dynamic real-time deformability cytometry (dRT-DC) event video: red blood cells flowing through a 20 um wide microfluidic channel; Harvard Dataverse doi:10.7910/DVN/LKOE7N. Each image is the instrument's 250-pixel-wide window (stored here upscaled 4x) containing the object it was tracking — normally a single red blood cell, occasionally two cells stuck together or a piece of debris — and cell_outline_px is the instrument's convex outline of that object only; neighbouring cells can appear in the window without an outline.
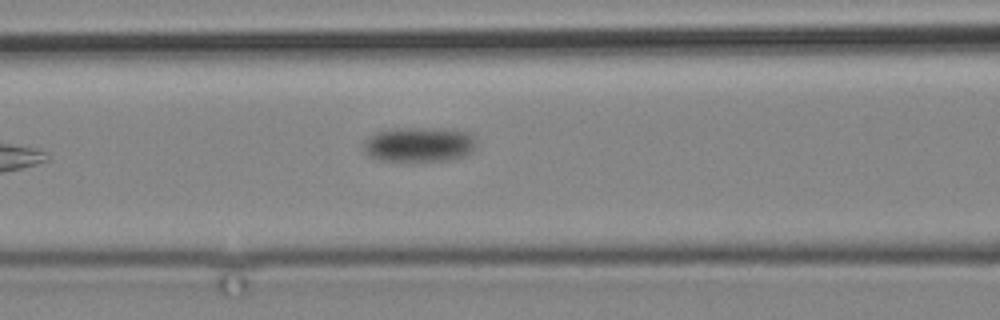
{"species": "common noctule bat (a hibernating species)", "species_latin": "Nyctalus noctula", "temperature_condition": "cold", "stored_images_in_passage": 14, "camera_frame_rate_fps": 3000, "um_per_image_px": 0.085, "animal": {"sex": "male", "body_mass_g": 19.2, "forearm_length_mm": 51.8}, "frame": {"image": 1, "passage_image": 10, "time_ms": 11.333, "image_size_px": [1000, 320], "cell_outline_px": [[476, 148], [472, 152], [464, 156], [448, 160], [412, 164], [380, 160], [368, 156], [364, 152], [364, 140], [368, 136], [376, 132], [392, 128], [444, 128], [472, 132], [476, 136]], "centroid_in_image_um": [35.65, 12.31], "position_along_channel_um": 131.0, "area_um2": 24.22}}
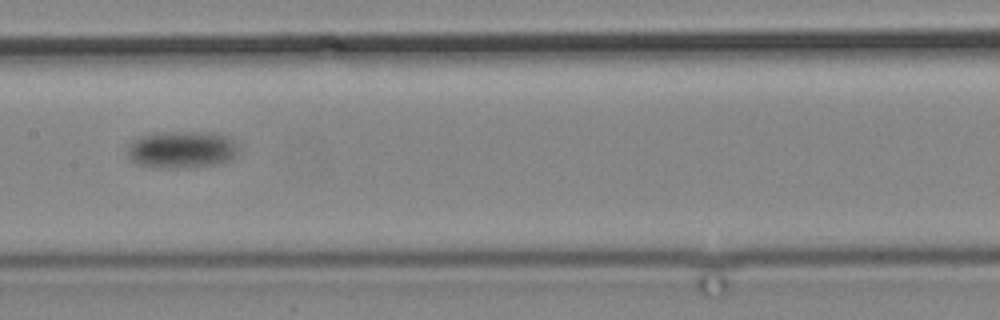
{"frame": {"image": 2, "passage_image": 12, "time_ms": 13.667, "image_size_px": [1000, 320], "cell_outline_px": [[240, 152], [232, 160], [220, 164], [188, 168], [156, 168], [136, 164], [128, 156], [128, 144], [132, 140], [140, 136], [156, 132], [212, 132], [232, 136], [240, 144]], "centroid_in_image_um": [15.54, 12.71], "position_along_channel_um": 191.9, "area_um2": 25.09}}
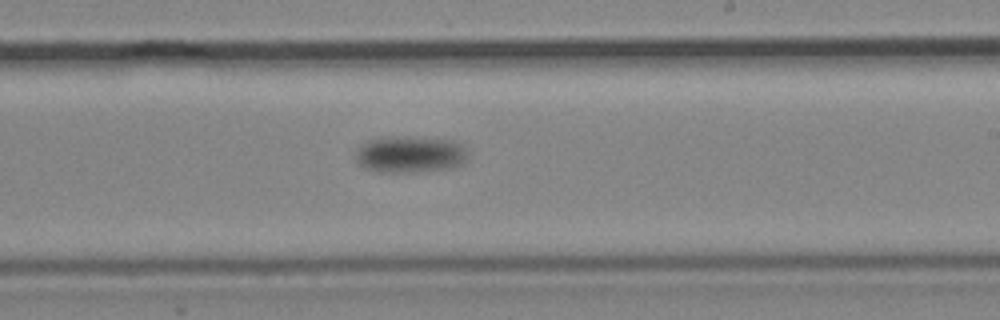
{"frame": {"image": 3, "passage_image": 14, "time_ms": 16.0, "image_size_px": [1000, 320], "cell_outline_px": [[468, 156], [464, 164], [456, 168], [416, 172], [376, 172], [364, 168], [356, 160], [356, 152], [360, 144], [368, 140], [392, 136], [416, 136], [452, 140], [464, 144], [468, 152]], "centroid_in_image_um": [34.91, 13.12], "position_along_channel_um": 254.1, "area_um2": 24.8}}